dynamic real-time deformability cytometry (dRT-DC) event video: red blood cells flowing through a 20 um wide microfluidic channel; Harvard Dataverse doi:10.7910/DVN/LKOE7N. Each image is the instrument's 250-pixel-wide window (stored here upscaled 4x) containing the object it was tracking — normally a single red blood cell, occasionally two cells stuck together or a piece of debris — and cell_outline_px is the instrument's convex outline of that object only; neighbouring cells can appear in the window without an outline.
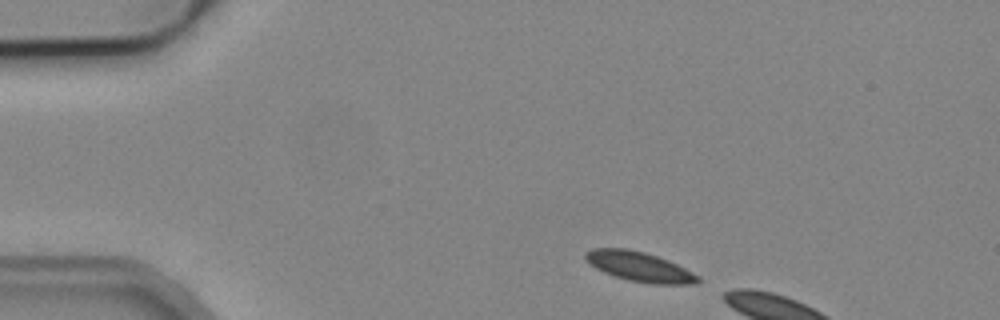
{"species": "common noctule bat (a hibernating species)", "species_latin": "Nyctalus noctula", "temperature_condition": "cold", "stored_images_in_passage": 2, "camera_frame_rate_fps": 3000, "um_per_image_px": 0.085, "animal": {"sex": "male", "body_mass_g": 19.2, "forearm_length_mm": 51.8}, "frame": {"image": 1, "passage_image": 1, "time_ms": 0.0, "image_size_px": [1000, 320], "cell_outline_px": [[700, 280], [696, 284], [652, 284], [628, 280], [604, 272], [588, 264], [584, 256], [584, 252], [592, 248], [628, 248], [644, 252], [668, 260], [700, 276]], "centroid_in_image_um": [54.32, 22.66], "position_along_channel_um": 30.7, "area_um2": 19.48}}